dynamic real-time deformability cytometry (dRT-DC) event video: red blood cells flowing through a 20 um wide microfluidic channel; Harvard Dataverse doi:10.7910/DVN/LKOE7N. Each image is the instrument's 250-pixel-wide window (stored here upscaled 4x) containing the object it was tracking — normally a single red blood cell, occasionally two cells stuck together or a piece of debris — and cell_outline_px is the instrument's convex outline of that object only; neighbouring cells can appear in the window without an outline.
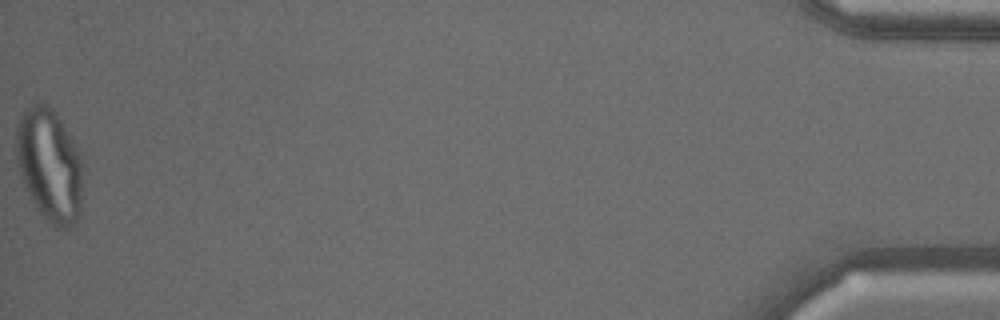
{"species": "common noctule bat (a hibernating species)", "species_latin": "Nyctalus noctula", "temperature_condition": "warm", "stored_images_in_passage": 56, "camera_frame_rate_fps": 3000, "um_per_image_px": 0.085, "animal": {"sex": "male", "body_mass_g": 18.8}, "frame": {"image": 1, "passage_image": 56, "time_ms": 18.333, "image_size_px": [1000, 320], "cell_outline_px": [[84, 172], [80, 216], [68, 228], [56, 228], [36, 208], [20, 176], [16, 160], [16, 128], [20, 116], [24, 108], [36, 104], [44, 104], [52, 108], [60, 120], [76, 148], [80, 156]], "centroid_in_image_um": [4.21, 14.06], "position_along_channel_um": 431.0, "area_um2": 43.87}}